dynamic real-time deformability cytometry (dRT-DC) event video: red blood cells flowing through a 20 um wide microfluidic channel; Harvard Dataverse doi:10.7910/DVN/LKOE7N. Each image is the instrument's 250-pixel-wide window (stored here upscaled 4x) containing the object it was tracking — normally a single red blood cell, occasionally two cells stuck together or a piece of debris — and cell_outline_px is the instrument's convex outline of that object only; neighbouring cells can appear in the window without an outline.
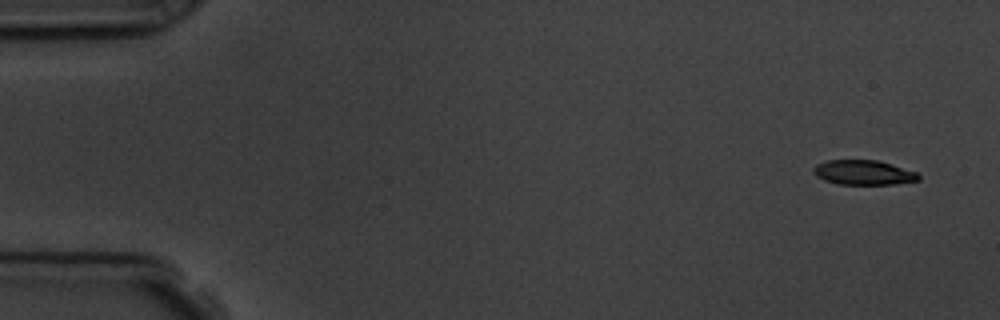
{"species": "common noctule bat (a hibernating species)", "species_latin": "Nyctalus noctula", "temperature_condition": "room temperature", "stored_images_in_passage": 6, "camera_frame_rate_fps": 3000, "um_per_image_px": 0.085, "animal": {"sex": "male", "body_mass_g": 19.5, "forearm_length_mm": 54.6}, "frame": {"image": 1, "passage_image": 1, "time_ms": 0.0, "image_size_px": [1000, 320], "cell_outline_px": [[920, 180], [892, 184], [836, 184], [824, 180], [816, 176], [812, 172], [812, 168], [816, 164], [828, 160], [876, 160], [892, 164], [916, 172], [920, 176]], "centroid_in_image_um": [73.36, 14.66], "position_along_channel_um": 11.6, "area_um2": 15.14}}
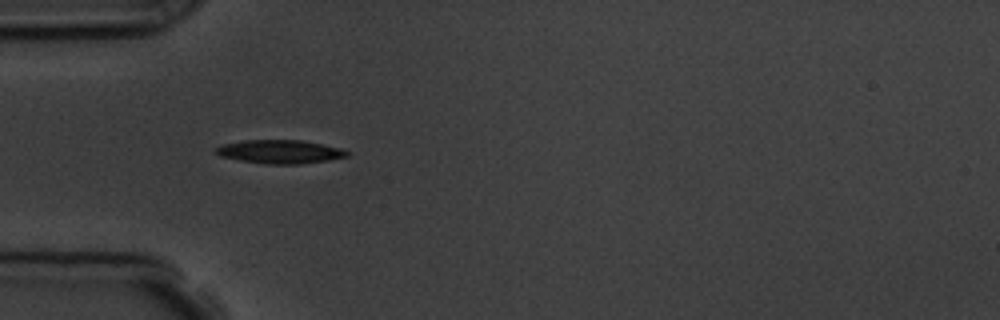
{"frame": {"image": 2, "passage_image": 5, "time_ms": 4.667, "image_size_px": [1000, 320], "cell_outline_px": [[348, 156], [328, 160], [300, 164], [268, 164], [240, 160], [220, 156], [212, 152], [212, 148], [220, 144], [244, 140], [304, 140], [324, 144], [340, 148], [348, 152]], "centroid_in_image_um": [23.72, 12.88], "position_along_channel_um": 61.3, "area_um2": 18.21}}